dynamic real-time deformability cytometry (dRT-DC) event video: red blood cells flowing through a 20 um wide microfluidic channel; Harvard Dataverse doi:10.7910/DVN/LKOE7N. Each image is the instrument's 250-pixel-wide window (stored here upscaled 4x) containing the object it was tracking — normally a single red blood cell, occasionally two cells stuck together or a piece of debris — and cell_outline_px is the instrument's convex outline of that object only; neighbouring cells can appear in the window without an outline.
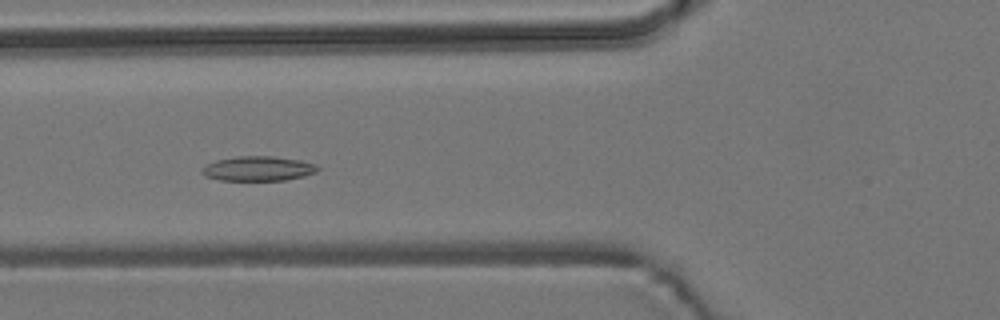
{"species": "common noctule bat (a hibernating species)", "species_latin": "Nyctalus noctula", "temperature_condition": "room temperature", "stored_images_in_passage": 55, "camera_frame_rate_fps": 3000, "um_per_image_px": 0.085, "animal": {"sex": "male", "body_mass_g": 19.2, "forearm_length_mm": 51.8}, "frame": {"image": 1, "passage_image": 21, "time_ms": 6.667, "image_size_px": [1000, 320], "cell_outline_px": [[320, 168], [316, 172], [304, 176], [288, 180], [220, 180], [204, 176], [200, 172], [200, 168], [216, 160], [236, 156], [272, 156], [300, 160], [316, 164]], "centroid_in_image_um": [21.93, 14.33], "position_along_channel_um": 103.9, "area_um2": 16.76}}
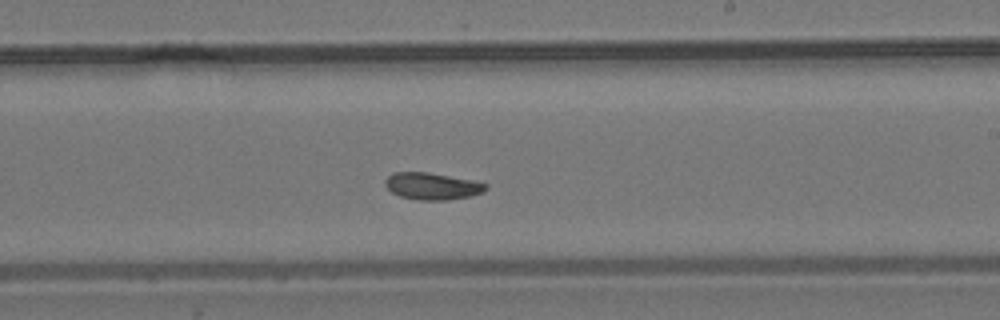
{"frame": {"image": 2, "passage_image": 33, "time_ms": 10.667, "image_size_px": [1000, 320], "cell_outline_px": [[488, 188], [472, 196], [448, 200], [420, 200], [400, 196], [392, 192], [384, 184], [384, 180], [392, 172], [428, 172], [472, 180], [488, 184]], "centroid_in_image_um": [36.72, 15.82], "position_along_channel_um": 252.3, "area_um2": 15.78}}
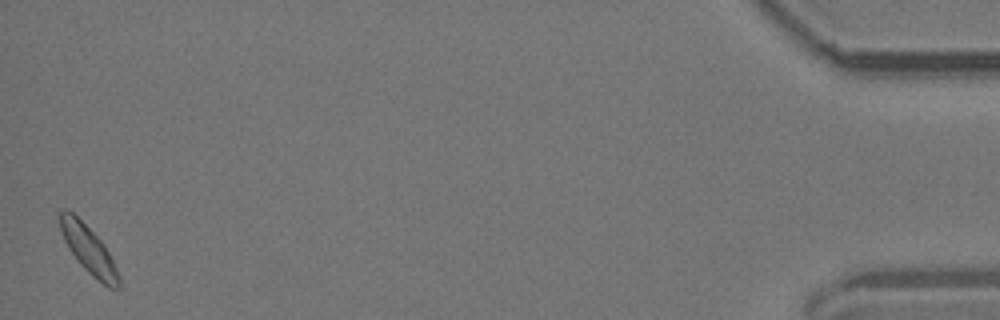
{"frame": {"image": 3, "passage_image": 55, "time_ms": 18.0, "image_size_px": [1000, 320], "cell_outline_px": [[120, 288], [108, 288], [92, 276], [80, 264], [68, 248], [64, 240], [60, 228], [56, 212], [64, 208], [72, 212], [104, 244], [120, 276]], "centroid_in_image_um": [7.49, 21.21], "position_along_channel_um": 427.7, "area_um2": 16.3}}